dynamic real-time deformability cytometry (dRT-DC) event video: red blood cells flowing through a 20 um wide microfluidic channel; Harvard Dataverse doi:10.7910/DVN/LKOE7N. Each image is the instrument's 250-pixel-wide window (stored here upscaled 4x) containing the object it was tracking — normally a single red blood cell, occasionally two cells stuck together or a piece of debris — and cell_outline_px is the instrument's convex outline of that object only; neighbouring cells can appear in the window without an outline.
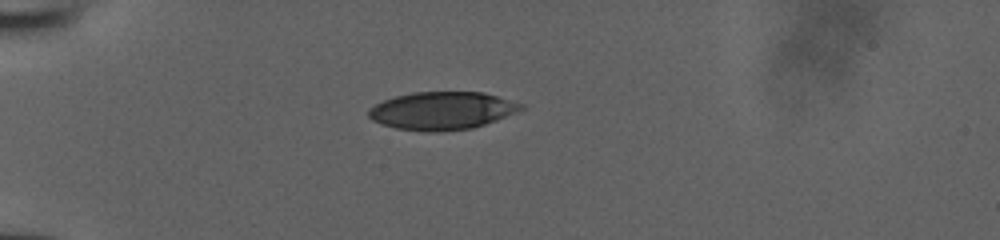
{"species": "human", "species_latin": "Homo sapiens", "temperature_condition": "room temperature", "stored_images_in_passage": 34, "camera_frame_rate_fps": 3000, "um_per_image_px": 0.085, "donor": {"sex": "male"}, "frame": {"image": 1, "passage_image": 1, "time_ms": 0.0, "image_size_px": [1000, 240], "cell_outline_px": [[524, 108], [516, 112], [496, 120], [472, 128], [432, 132], [424, 132], [396, 128], [380, 124], [372, 120], [368, 116], [368, 108], [384, 100], [396, 96], [412, 92], [484, 92], [524, 104]], "centroid_in_image_um": [37.55, 9.41], "position_along_channel_um": 47.5, "area_um2": 33.58}}
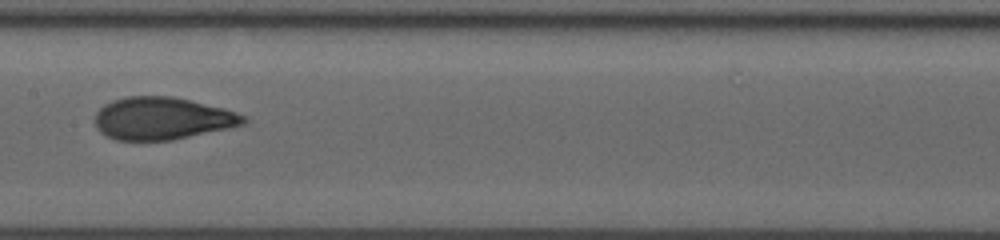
{"frame": {"image": 2, "passage_image": 14, "time_ms": 4.333, "image_size_px": [1000, 240], "cell_outline_px": [[248, 120], [244, 124], [232, 128], [172, 140], [116, 140], [100, 132], [96, 128], [96, 112], [104, 104], [112, 100], [128, 96], [172, 96], [224, 108], [248, 116]], "centroid_in_image_um": [13.83, 10.07], "position_along_channel_um": 193.6, "area_um2": 36.93}}
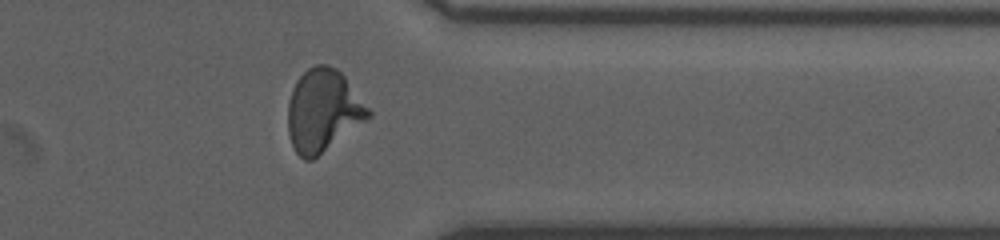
{"frame": {"image": 3, "passage_image": 28, "time_ms": 9.0, "image_size_px": [1000, 240], "cell_outline_px": [[372, 116], [312, 160], [304, 160], [296, 152], [292, 144], [288, 132], [288, 100], [292, 88], [296, 80], [308, 68], [316, 64], [328, 64], [336, 68], [344, 76], [372, 112]], "centroid_in_image_um": [27.45, 9.39], "position_along_channel_um": 384.0, "area_um2": 38.44}}